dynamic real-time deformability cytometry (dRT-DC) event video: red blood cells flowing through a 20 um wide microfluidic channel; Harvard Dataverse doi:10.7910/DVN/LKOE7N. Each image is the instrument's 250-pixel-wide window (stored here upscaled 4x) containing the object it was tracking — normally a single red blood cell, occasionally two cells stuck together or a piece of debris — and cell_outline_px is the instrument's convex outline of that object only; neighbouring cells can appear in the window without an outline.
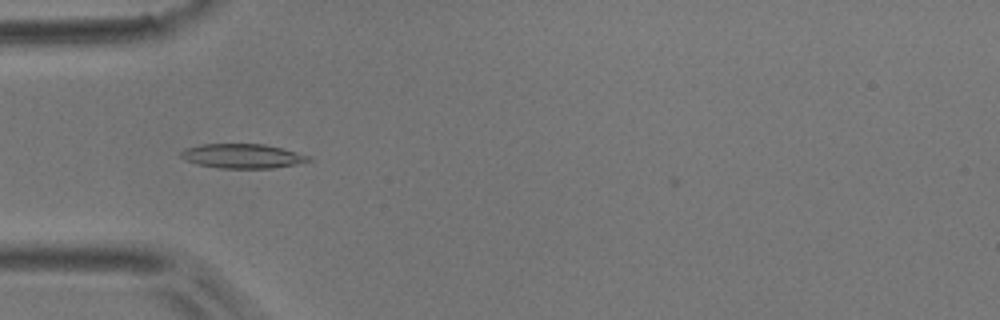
{"species": "common noctule bat (a hibernating species)", "species_latin": "Nyctalus noctula", "temperature_condition": "room temperature", "stored_images_in_passage": 36, "camera_frame_rate_fps": 3000, "um_per_image_px": 0.085, "animal": {"sex": "male", "body_mass_g": 17.9}, "frame": {"image": 1, "passage_image": 1, "time_ms": 0.0, "image_size_px": [1000, 320], "cell_outline_px": [[312, 160], [296, 164], [272, 168], [220, 168], [196, 164], [184, 160], [180, 156], [180, 152], [184, 148], [200, 144], [264, 144], [296, 152], [308, 156]], "centroid_in_image_um": [20.54, 13.26], "position_along_channel_um": 64.5, "area_um2": 18.09}}
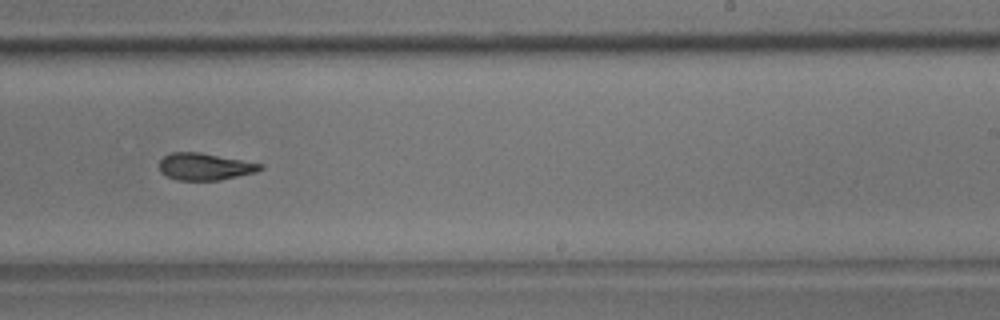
{"frame": {"image": 2, "passage_image": 17, "time_ms": 5.333, "image_size_px": [1000, 320], "cell_outline_px": [[264, 168], [256, 172], [220, 180], [176, 180], [160, 172], [160, 160], [164, 156], [172, 152], [200, 152], [264, 164]], "centroid_in_image_um": [17.43, 14.16], "position_along_channel_um": 271.6, "area_um2": 15.9}}
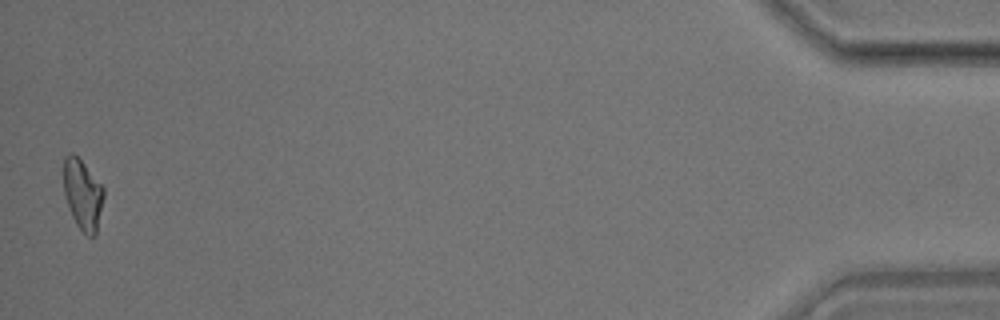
{"frame": {"image": 3, "passage_image": 36, "time_ms": 11.667, "image_size_px": [1000, 320], "cell_outline_px": [[104, 196], [96, 236], [88, 236], [76, 224], [72, 216], [64, 192], [64, 156], [68, 152], [72, 152], [84, 164], [104, 188]], "centroid_in_image_um": [7.04, 16.53], "position_along_channel_um": 428.2, "area_um2": 16.24}, "authors_computed_cell_mechanics": {"area_um2": 16.5886, "velocity_mm_per_s": 3.8982, "shape_relaxation_time_tau1_ms": 7.3853, "shape_relaxation_time_tau2_ms": 3.8855, "deformation_change_tau1": 0.2032, "deformation_change_tau2": 0.1073}}